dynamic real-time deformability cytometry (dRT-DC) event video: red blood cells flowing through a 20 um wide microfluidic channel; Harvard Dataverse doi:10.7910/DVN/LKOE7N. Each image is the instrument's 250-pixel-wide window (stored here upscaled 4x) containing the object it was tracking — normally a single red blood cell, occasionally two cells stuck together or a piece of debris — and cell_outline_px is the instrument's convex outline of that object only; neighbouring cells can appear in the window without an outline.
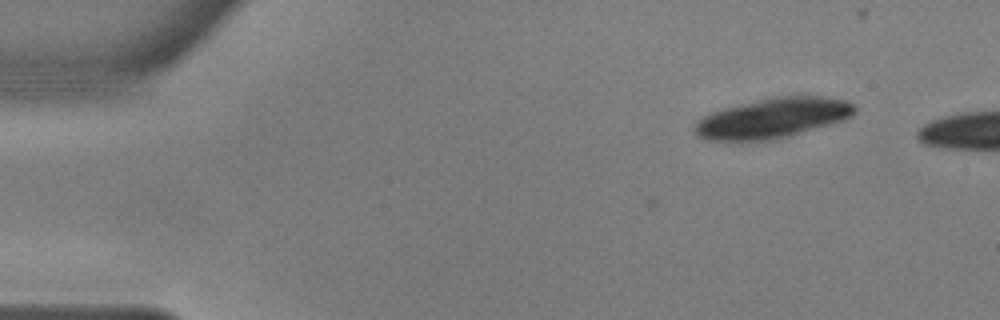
{"species": "common noctule bat (a hibernating species)", "species_latin": "Nyctalus noctula", "temperature_condition": "warm", "stored_images_in_passage": 6, "camera_frame_rate_fps": 3000, "um_per_image_px": 0.085, "animal": {"sex": "male", "body_mass_g": 17.9, "forearm_length_mm": 54.2}, "frame": {"image": 1, "passage_image": 1, "time_ms": 0.0, "image_size_px": [1000, 320], "cell_outline_px": [[856, 112], [852, 116], [844, 120], [788, 136], [772, 140], [704, 140], [696, 136], [692, 132], [692, 128], [696, 120], [712, 112], [724, 108], [776, 96], [820, 96], [844, 100], [852, 104], [856, 108]], "centroid_in_image_um": [65.63, 10.05], "position_along_channel_um": 19.4, "area_um2": 37.17}}